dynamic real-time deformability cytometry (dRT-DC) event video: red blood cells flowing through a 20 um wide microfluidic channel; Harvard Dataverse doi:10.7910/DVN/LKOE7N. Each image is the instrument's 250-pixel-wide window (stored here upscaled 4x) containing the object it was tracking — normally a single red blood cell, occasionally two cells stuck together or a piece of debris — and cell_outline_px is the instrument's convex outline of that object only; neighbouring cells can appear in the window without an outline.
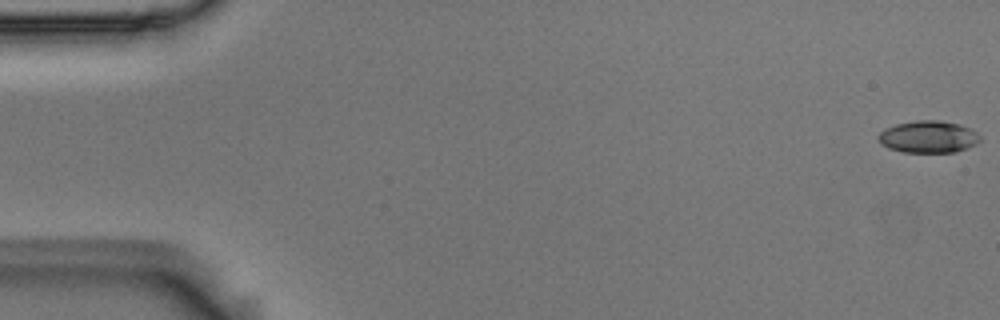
{"species": "Egyptian fruit bat (a non-hibernating species)", "species_latin": "Rousettus aegyptiacus", "temperature_condition": "room temperature", "stored_images_in_passage": 55, "camera_frame_rate_fps": 3000, "um_per_image_px": 0.085, "animal": {"sex": "male"}, "frame": {"image": 1, "passage_image": 1, "time_ms": 0.0, "image_size_px": [1000, 320], "cell_outline_px": [[980, 140], [976, 144], [968, 148], [956, 152], [904, 152], [888, 148], [880, 144], [876, 136], [884, 128], [896, 124], [916, 120], [940, 120], [960, 124], [972, 128], [980, 136]], "centroid_in_image_um": [78.9, 11.62], "position_along_channel_um": 6.1, "area_um2": 19.31}}
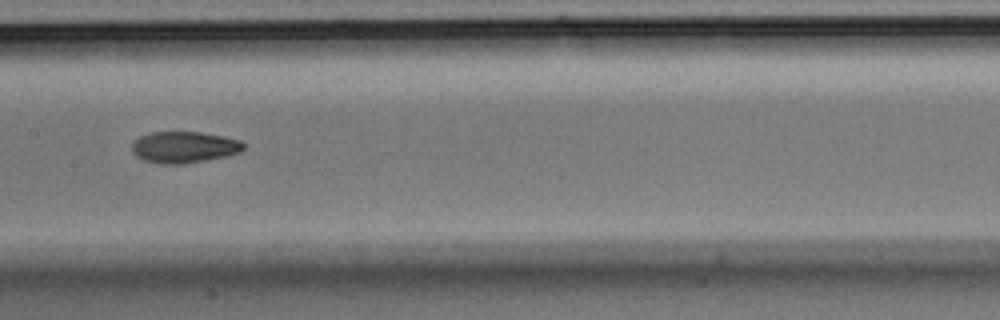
{"frame": {"image": 2, "passage_image": 28, "time_ms": 9.0, "image_size_px": [1000, 320], "cell_outline_px": [[244, 148], [240, 152], [224, 156], [184, 164], [160, 164], [144, 160], [136, 156], [132, 152], [132, 144], [140, 136], [152, 132], [200, 132], [224, 136], [240, 140], [244, 144]], "centroid_in_image_um": [15.63, 12.51], "position_along_channel_um": 191.8, "area_um2": 20.35}}
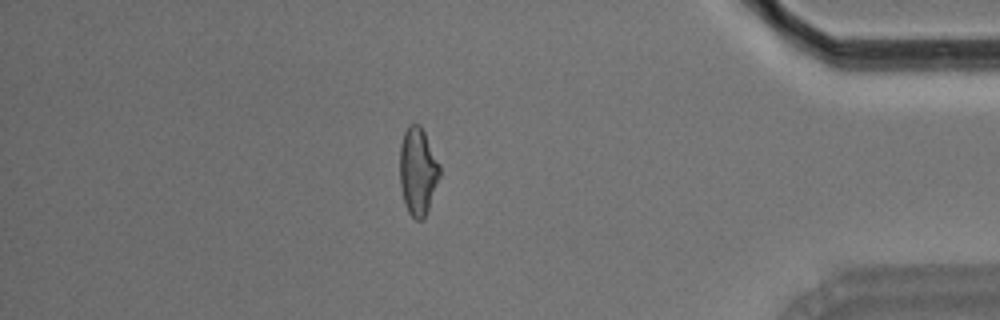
{"frame": {"image": 3, "passage_image": 48, "time_ms": 15.667, "image_size_px": [1000, 320], "cell_outline_px": [[440, 176], [424, 220], [416, 220], [408, 212], [404, 204], [400, 188], [400, 144], [404, 132], [408, 124], [420, 124], [440, 164]], "centroid_in_image_um": [35.51, 14.57], "position_along_channel_um": 399.7, "area_um2": 20.52}, "authors_computed_cell_mechanics": {"area_um2": 20.1722, "velocity_mm_per_s": 3.6672, "shape_relaxation_time_tau1_ms": 6.7327, "shape_relaxation_time_tau2_ms": 2.5588, "deformation_change_tau1": 0.1806, "deformation_change_tau2": 0.0849}}